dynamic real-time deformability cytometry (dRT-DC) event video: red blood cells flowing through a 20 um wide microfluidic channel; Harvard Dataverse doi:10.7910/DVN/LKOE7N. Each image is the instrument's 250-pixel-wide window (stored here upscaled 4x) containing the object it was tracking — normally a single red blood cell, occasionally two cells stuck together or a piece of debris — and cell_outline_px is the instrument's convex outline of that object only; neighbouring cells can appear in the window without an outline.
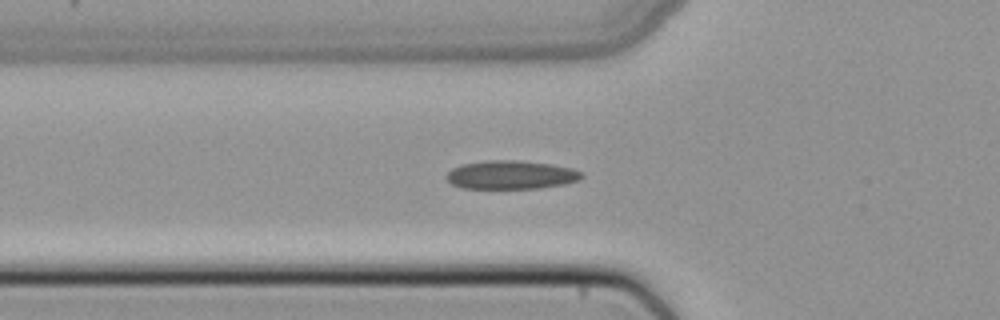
{"species": "common noctule bat (a hibernating species)", "species_latin": "Nyctalus noctula", "temperature_condition": "cold", "stored_images_in_passage": 25, "camera_frame_rate_fps": 3000, "um_per_image_px": 0.085, "animal": {"sex": "female", "body_mass_g": 22.7, "forearm_length_mm": 54.2}, "frame": {"image": 1, "passage_image": 2, "time_ms": 0.333, "image_size_px": [1000, 320], "cell_outline_px": [[584, 176], [580, 180], [564, 184], [540, 188], [460, 188], [452, 184], [444, 176], [452, 168], [460, 164], [488, 160], [516, 160], [552, 164], [572, 168], [584, 172]], "centroid_in_image_um": [43.45, 14.86], "position_along_channel_um": 82.4, "area_um2": 22.72}}
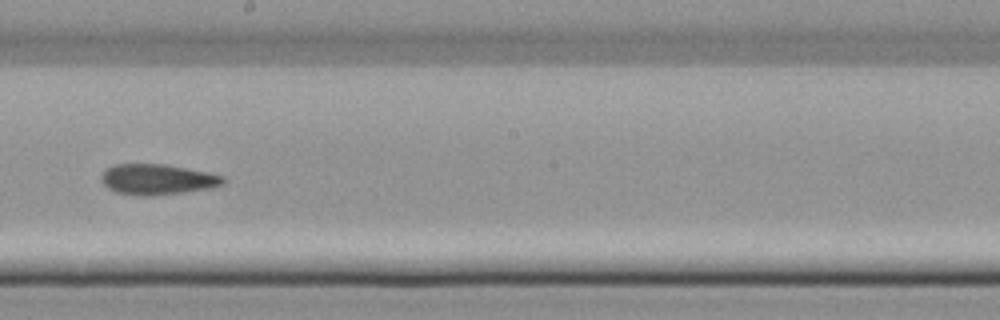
{"frame": {"image": 2, "passage_image": 13, "time_ms": 4.0, "image_size_px": [1000, 320], "cell_outline_px": [[224, 184], [212, 188], [184, 192], [152, 196], [140, 196], [116, 192], [108, 188], [100, 180], [100, 176], [104, 168], [116, 164], [164, 164], [208, 172], [224, 176]], "centroid_in_image_um": [13.35, 15.25], "position_along_channel_um": 234.8, "area_um2": 21.91}}
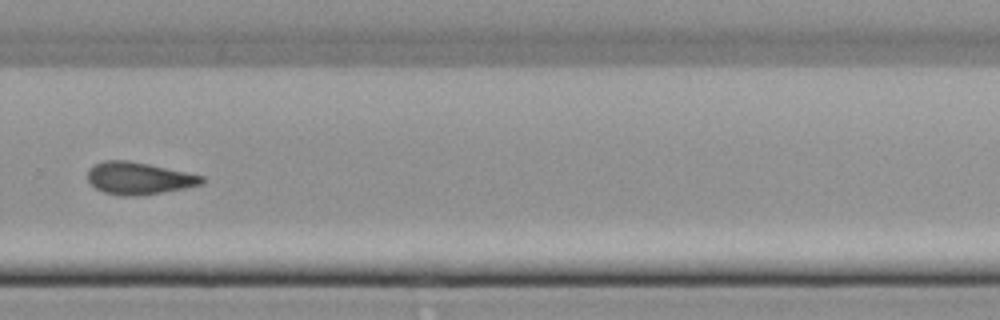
{"frame": {"image": 3, "passage_image": 19, "time_ms": 6.0, "image_size_px": [1000, 320], "cell_outline_px": [[204, 184], [164, 192], [128, 196], [120, 196], [104, 192], [96, 188], [88, 180], [88, 168], [104, 160], [128, 160], [148, 164], [204, 176]], "centroid_in_image_um": [11.79, 15.15], "position_along_channel_um": 318.0, "area_um2": 21.27}}